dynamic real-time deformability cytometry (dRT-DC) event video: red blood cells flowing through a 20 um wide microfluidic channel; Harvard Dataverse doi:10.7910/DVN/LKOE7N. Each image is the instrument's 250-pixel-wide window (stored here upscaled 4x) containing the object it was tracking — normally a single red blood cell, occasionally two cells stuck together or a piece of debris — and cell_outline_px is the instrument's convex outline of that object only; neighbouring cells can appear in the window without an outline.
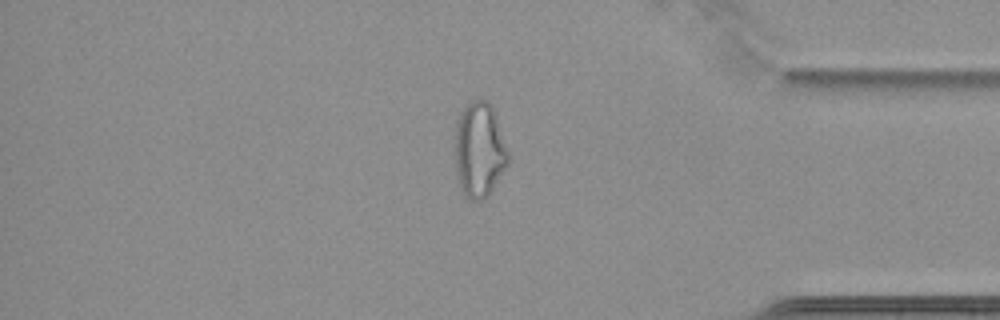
{"species": "common noctule bat (a hibernating species)", "species_latin": "Nyctalus noctula", "temperature_condition": "cold", "stored_images_in_passage": 62, "camera_frame_rate_fps": 3000, "um_per_image_px": 0.085, "animal": {"sex": "female", "body_mass_g": 22.7, "forearm_length_mm": 54.2}, "frame": {"image": 1, "passage_image": 53, "time_ms": 17.333, "image_size_px": [1000, 320], "cell_outline_px": [[508, 164], [488, 196], [484, 200], [472, 200], [464, 196], [456, 180], [452, 144], [456, 120], [460, 112], [472, 100], [488, 100], [492, 104], [508, 152]], "centroid_in_image_um": [40.67, 12.76], "position_along_channel_um": 394.5, "area_um2": 30.4}}